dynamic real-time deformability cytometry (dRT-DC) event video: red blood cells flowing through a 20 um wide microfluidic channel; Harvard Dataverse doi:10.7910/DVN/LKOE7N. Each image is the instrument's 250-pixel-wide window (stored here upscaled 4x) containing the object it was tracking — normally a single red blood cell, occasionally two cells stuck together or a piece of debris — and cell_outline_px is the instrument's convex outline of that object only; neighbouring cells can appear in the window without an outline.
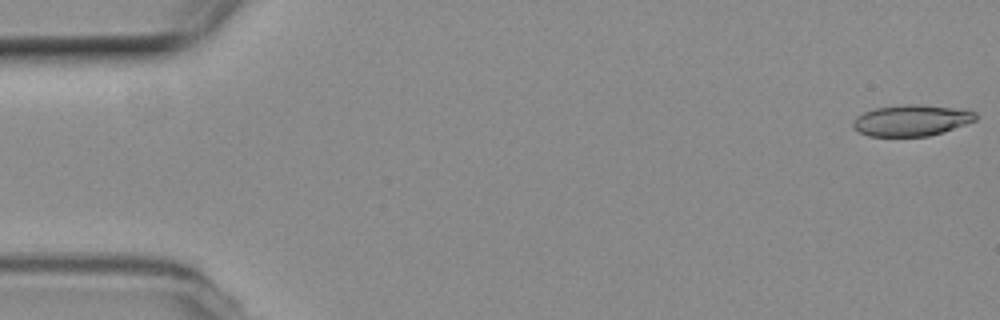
{"species": "common noctule bat (a hibernating species)", "species_latin": "Nyctalus noctula", "temperature_condition": "room temperature", "stored_images_in_passage": 54, "camera_frame_rate_fps": 3000, "um_per_image_px": 0.085, "animal": {"sex": "female", "body_mass_g": 19.3, "forearm_length_mm": 54.1}, "frame": {"image": 1, "passage_image": 1, "time_ms": 0.0, "image_size_px": [1000, 320], "cell_outline_px": [[976, 120], [928, 136], [868, 136], [860, 132], [852, 124], [852, 120], [856, 116], [864, 112], [876, 108], [912, 104], [968, 108], [976, 112]], "centroid_in_image_um": [77.49, 10.22], "position_along_channel_um": 7.5, "area_um2": 22.14}}
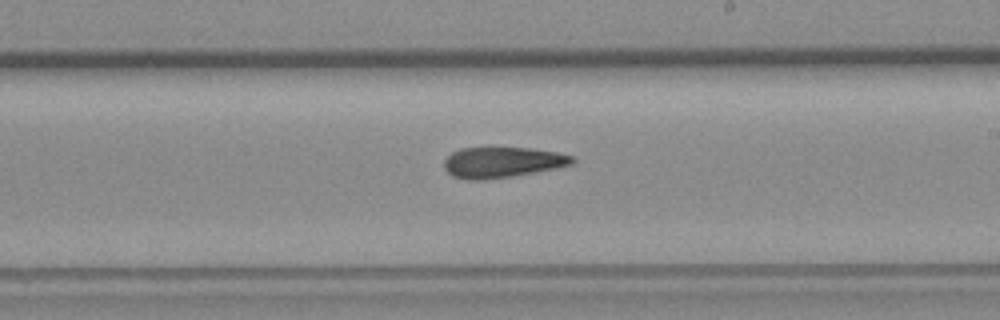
{"frame": {"image": 2, "passage_image": 31, "time_ms": 10.0, "image_size_px": [1000, 320], "cell_outline_px": [[576, 160], [572, 164], [512, 176], [480, 180], [468, 180], [452, 176], [444, 168], [444, 160], [452, 152], [460, 148], [528, 148], [556, 152], [572, 156]], "centroid_in_image_um": [42.64, 13.79], "position_along_channel_um": 246.4, "area_um2": 22.54}}
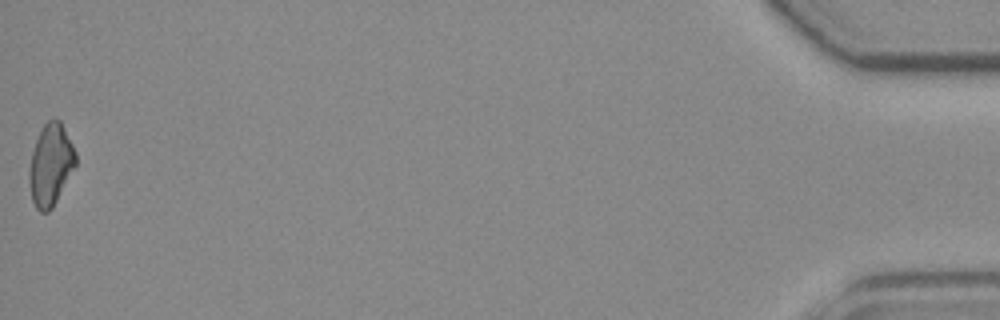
{"frame": {"image": 3, "passage_image": 54, "time_ms": 17.667, "image_size_px": [1000, 320], "cell_outline_px": [[76, 164], [52, 208], [48, 212], [40, 212], [36, 208], [32, 200], [28, 176], [28, 172], [32, 152], [36, 140], [44, 124], [48, 120], [60, 120], [76, 152]], "centroid_in_image_um": [4.29, 14.02], "position_along_channel_um": 430.9, "area_um2": 21.79}}